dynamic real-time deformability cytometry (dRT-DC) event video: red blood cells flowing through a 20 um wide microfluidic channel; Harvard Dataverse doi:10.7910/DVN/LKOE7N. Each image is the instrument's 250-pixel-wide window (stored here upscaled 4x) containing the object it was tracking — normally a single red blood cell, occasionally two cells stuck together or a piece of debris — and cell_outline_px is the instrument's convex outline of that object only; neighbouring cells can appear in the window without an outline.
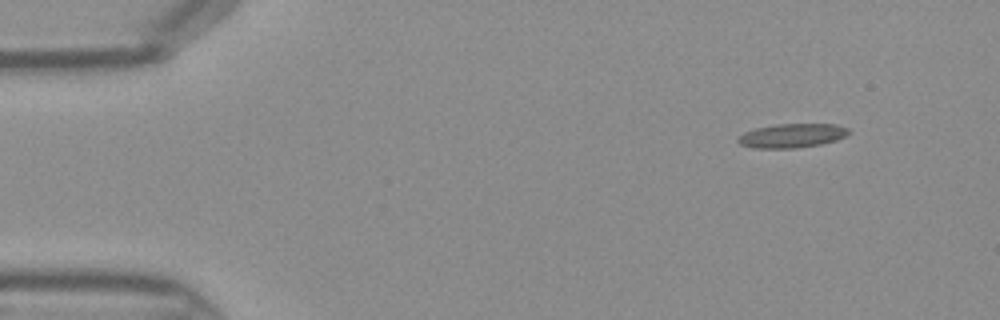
{"species": "Egyptian fruit bat (a non-hibernating species)", "species_latin": "Rousettus aegyptiacus", "temperature_condition": "warm", "stored_images_in_passage": 41, "camera_frame_rate_fps": 3000, "um_per_image_px": 0.085, "frame": {"image": 1, "passage_image": 1, "time_ms": 0.0, "image_size_px": [1000, 320], "cell_outline_px": [[852, 132], [836, 140], [820, 144], [796, 148], [756, 148], [740, 144], [736, 140], [744, 132], [756, 128], [776, 124], [836, 124], [848, 128]], "centroid_in_image_um": [67.33, 11.52], "position_along_channel_um": 17.7, "area_um2": 15.43}}
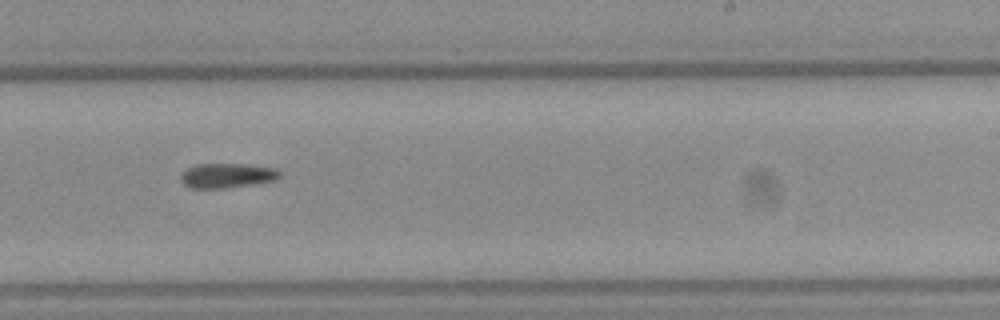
{"frame": {"image": 2, "passage_image": 24, "time_ms": 7.667, "image_size_px": [1000, 320], "cell_outline_px": [[284, 172], [276, 180], [228, 188], [188, 188], [180, 180], [180, 176], [188, 168], [196, 164], [244, 164], [276, 168]], "centroid_in_image_um": [19.33, 14.92], "position_along_channel_um": 269.7, "area_um2": 14.33}}
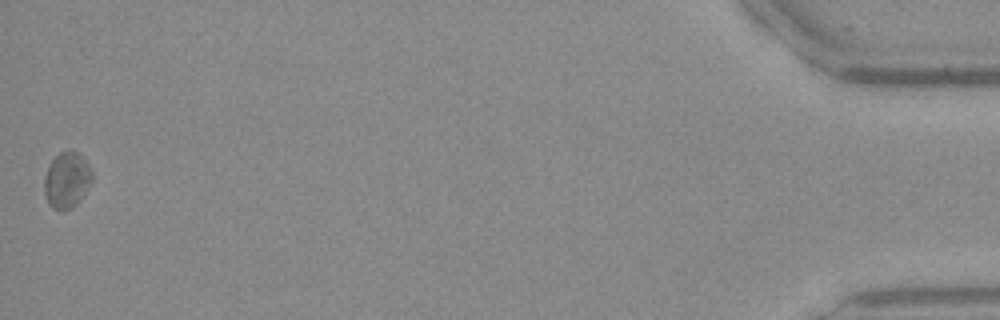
{"frame": {"image": 3, "passage_image": 41, "time_ms": 13.333, "image_size_px": [1000, 320], "cell_outline_px": [[92, 180], [80, 200], [72, 208], [60, 212], [52, 208], [48, 204], [44, 196], [44, 176], [52, 160], [60, 152], [68, 148], [76, 152], [92, 168]], "centroid_in_image_um": [5.66, 15.33], "position_along_channel_um": 429.5, "area_um2": 15.78}}